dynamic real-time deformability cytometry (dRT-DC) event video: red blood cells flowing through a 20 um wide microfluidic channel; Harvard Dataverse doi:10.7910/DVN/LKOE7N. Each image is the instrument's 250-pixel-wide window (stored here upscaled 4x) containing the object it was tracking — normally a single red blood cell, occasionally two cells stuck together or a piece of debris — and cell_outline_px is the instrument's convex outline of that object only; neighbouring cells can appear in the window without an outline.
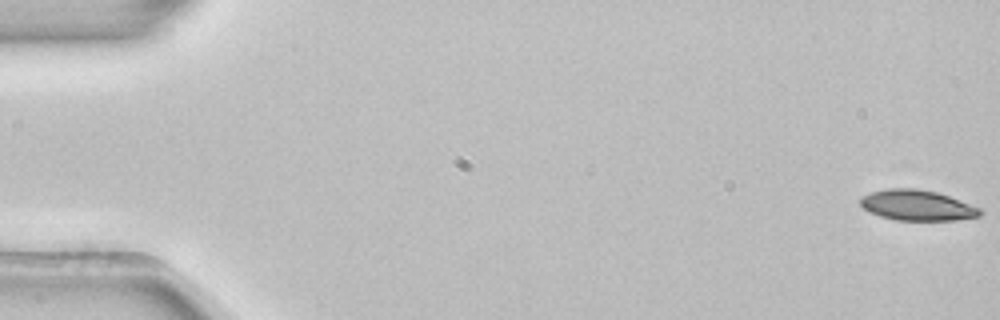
{"species": "common noctule bat (a hibernating species)", "species_latin": "Nyctalus noctula", "temperature_condition": "room temperature", "stored_images_in_passage": 12, "camera_frame_rate_fps": 3000, "um_per_image_px": 0.085, "animal": {"sex": "female", "body_mass_g": 22.7, "forearm_length_mm": 54.2}, "frame": {"image": 1, "passage_image": 1, "time_ms": 0.0, "image_size_px": [1000, 320], "cell_outline_px": [[984, 212], [980, 216], [956, 220], [896, 220], [880, 216], [868, 212], [860, 204], [860, 196], [872, 192], [888, 188], [912, 188], [936, 192], [948, 196], [980, 208]], "centroid_in_image_um": [77.94, 17.45], "position_along_channel_um": 7.1, "area_um2": 21.21}}